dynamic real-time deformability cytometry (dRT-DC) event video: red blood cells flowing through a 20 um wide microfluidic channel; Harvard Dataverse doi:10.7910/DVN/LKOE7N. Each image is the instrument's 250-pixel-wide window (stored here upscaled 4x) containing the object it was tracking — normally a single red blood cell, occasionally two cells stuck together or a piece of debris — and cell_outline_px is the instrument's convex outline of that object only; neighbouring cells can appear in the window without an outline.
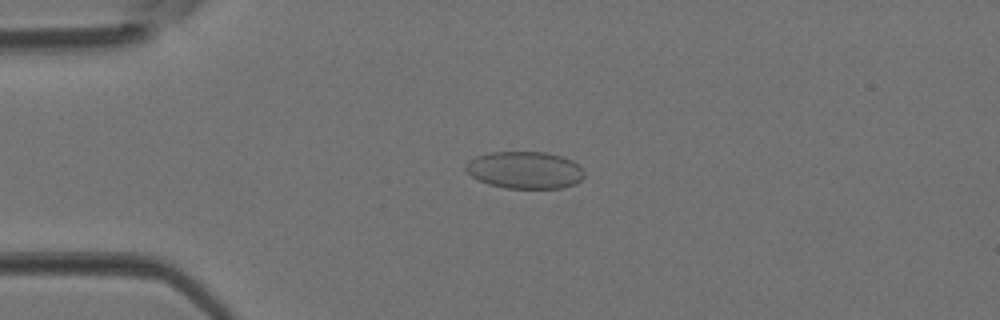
{"species": "Egyptian fruit bat (a non-hibernating species)", "species_latin": "Rousettus aegyptiacus", "temperature_condition": "room temperature", "stored_images_in_passage": 4, "camera_frame_rate_fps": 3000, "um_per_image_px": 0.085, "animal": {"sex": "female"}, "frame": {"image": 1, "passage_image": 3, "time_ms": 0.667, "image_size_px": [1000, 320], "cell_outline_px": [[584, 176], [576, 184], [564, 188], [504, 188], [488, 184], [472, 176], [464, 168], [464, 164], [468, 160], [476, 156], [488, 152], [544, 152], [564, 156], [572, 160], [584, 172]], "centroid_in_image_um": [44.6, 14.45], "position_along_channel_um": 40.4, "area_um2": 25.84}}